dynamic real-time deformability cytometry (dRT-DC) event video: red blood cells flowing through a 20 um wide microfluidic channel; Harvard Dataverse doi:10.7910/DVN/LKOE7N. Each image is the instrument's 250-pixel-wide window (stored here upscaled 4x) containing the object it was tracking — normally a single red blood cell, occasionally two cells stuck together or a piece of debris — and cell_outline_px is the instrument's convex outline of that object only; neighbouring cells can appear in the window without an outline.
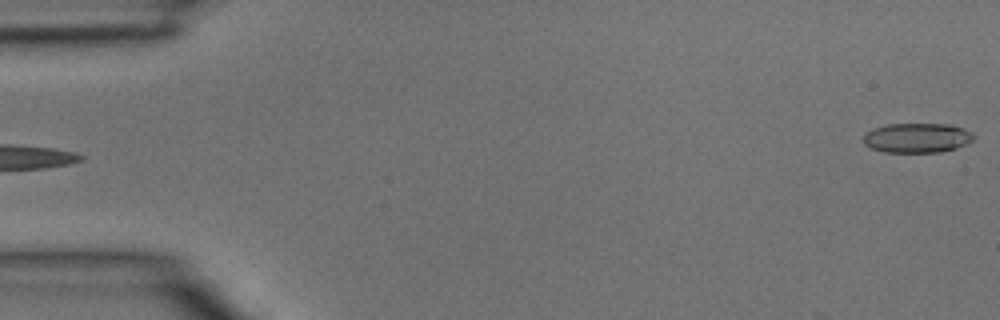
{"species": "common noctule bat (a hibernating species)", "species_latin": "Nyctalus noctula", "temperature_condition": "room temperature", "stored_images_in_passage": 4, "segment_of_instrument_passage": [2, 2], "camera_frame_rate_fps": 3000, "um_per_image_px": 0.085, "animal": {"sex": "male", "body_mass_g": 15.6}, "frame": {"image": 1, "passage_image": 4, "time_ms": 1.0, "image_size_px": [1000, 320], "cell_outline_px": [[976, 136], [968, 144], [956, 148], [940, 152], [884, 152], [872, 148], [864, 144], [864, 136], [872, 128], [888, 124], [948, 124], [964, 128], [972, 132]], "centroid_in_image_um": [77.99, 11.72], "position_along_channel_um": 7.0, "area_um2": 19.13}}